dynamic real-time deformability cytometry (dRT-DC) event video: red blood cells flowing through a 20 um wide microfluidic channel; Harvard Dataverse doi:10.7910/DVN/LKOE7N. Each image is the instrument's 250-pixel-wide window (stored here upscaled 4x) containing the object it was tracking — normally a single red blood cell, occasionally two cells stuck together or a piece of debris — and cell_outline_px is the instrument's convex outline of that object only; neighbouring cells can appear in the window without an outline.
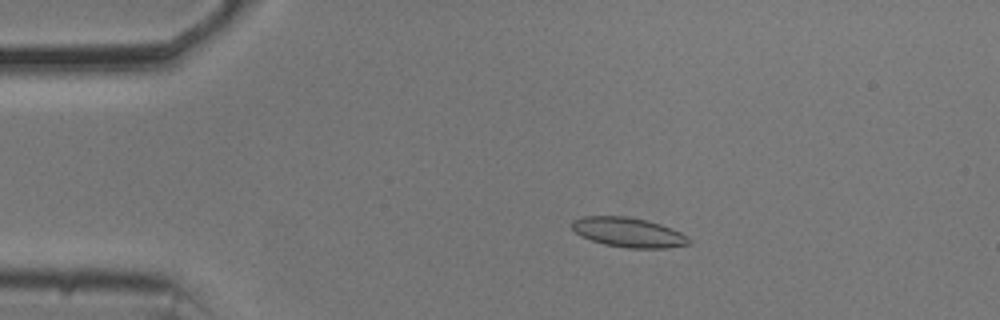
{"species": "common noctule bat (a hibernating species)", "species_latin": "Nyctalus noctula", "temperature_condition": "cold", "stored_images_in_passage": 54, "camera_frame_rate_fps": 3000, "um_per_image_px": 0.085, "animal": {"sex": "male", "body_mass_g": 20.5, "forearm_length_mm": 52.5}, "frame": {"image": 1, "passage_image": 10, "time_ms": 3.0, "image_size_px": [1000, 320], "cell_outline_px": [[688, 244], [668, 248], [628, 248], [604, 244], [580, 236], [572, 228], [572, 220], [584, 216], [624, 216], [644, 220], [660, 224], [672, 228], [688, 236]], "centroid_in_image_um": [53.39, 19.75], "position_along_channel_um": 31.6, "area_um2": 20.0}}
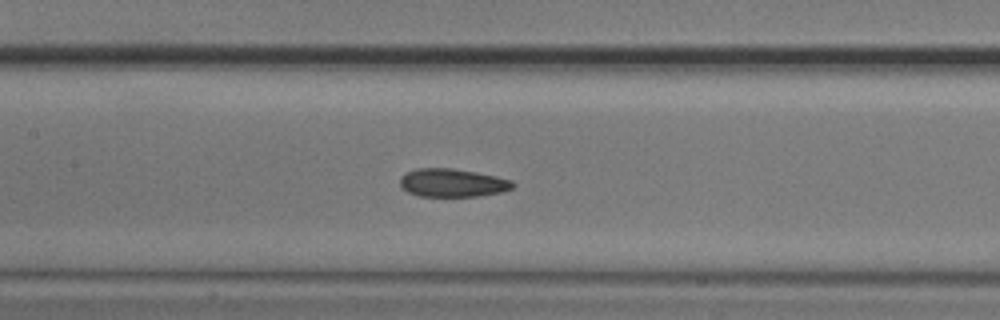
{"frame": {"image": 2, "passage_image": 25, "time_ms": 8.0, "image_size_px": [1000, 320], "cell_outline_px": [[516, 184], [512, 188], [500, 192], [476, 196], [420, 196], [408, 192], [400, 184], [400, 176], [404, 172], [416, 168], [452, 168], [476, 172], [496, 176], [512, 180]], "centroid_in_image_um": [38.44, 15.52], "position_along_channel_um": 169.0, "area_um2": 18.55}}
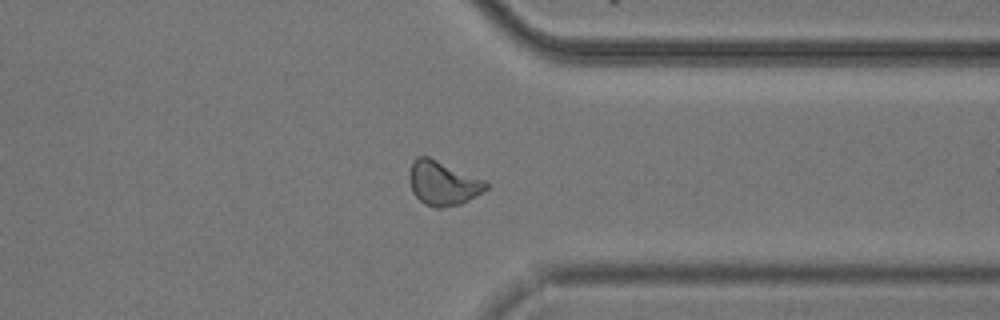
{"frame": {"image": 3, "passage_image": 42, "time_ms": 13.667, "image_size_px": [1000, 320], "cell_outline_px": [[488, 188], [468, 200], [460, 204], [440, 208], [436, 208], [424, 204], [412, 192], [408, 176], [412, 160], [416, 156], [428, 156], [484, 180], [488, 184]], "centroid_in_image_um": [37.6, 15.56], "position_along_channel_um": 373.8, "area_um2": 19.65}, "authors_computed_cell_mechanics": {"area_um2": 19.3341, "velocity_mm_per_s": 3.6709, "shape_relaxation_time_tau1_ms": null, "shape_relaxation_time_tau2_ms": 3.3429, "deformation_change_tau1": null, "deformation_change_tau2": 0.0849}}